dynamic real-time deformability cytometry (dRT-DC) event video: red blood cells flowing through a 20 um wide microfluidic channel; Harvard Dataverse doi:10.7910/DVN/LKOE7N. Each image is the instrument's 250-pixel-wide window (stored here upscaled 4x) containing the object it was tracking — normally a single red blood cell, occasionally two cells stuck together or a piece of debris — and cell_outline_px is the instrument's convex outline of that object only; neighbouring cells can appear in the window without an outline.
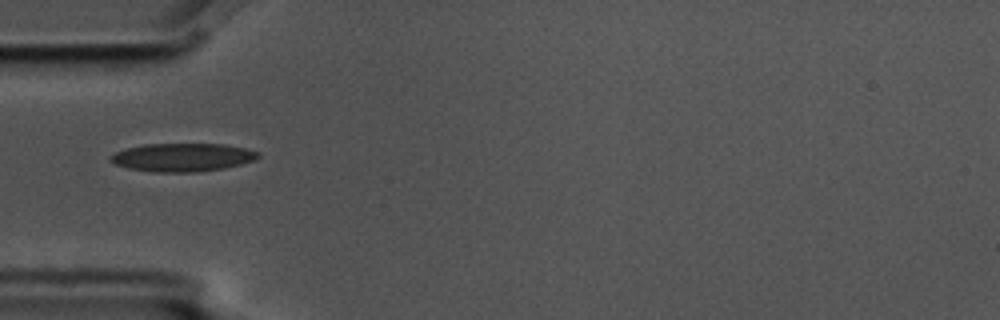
{"species": "common noctule bat (a hibernating species)", "species_latin": "Nyctalus noctula", "temperature_condition": "cold", "stored_images_in_passage": 5, "camera_frame_rate_fps": 3000, "um_per_image_px": 0.085, "animal": {"sex": "male", "body_mass_g": 17.5, "forearm_length_mm": 52.3}, "frame": {"image": 1, "passage_image": 1, "time_ms": 0.0, "image_size_px": [1000, 320], "cell_outline_px": [[260, 156], [256, 160], [224, 168], [196, 172], [156, 172], [128, 168], [116, 164], [108, 160], [108, 156], [124, 148], [144, 144], [224, 144], [244, 148], [260, 152]], "centroid_in_image_um": [15.5, 13.37], "position_along_channel_um": 69.5, "area_um2": 24.39}}